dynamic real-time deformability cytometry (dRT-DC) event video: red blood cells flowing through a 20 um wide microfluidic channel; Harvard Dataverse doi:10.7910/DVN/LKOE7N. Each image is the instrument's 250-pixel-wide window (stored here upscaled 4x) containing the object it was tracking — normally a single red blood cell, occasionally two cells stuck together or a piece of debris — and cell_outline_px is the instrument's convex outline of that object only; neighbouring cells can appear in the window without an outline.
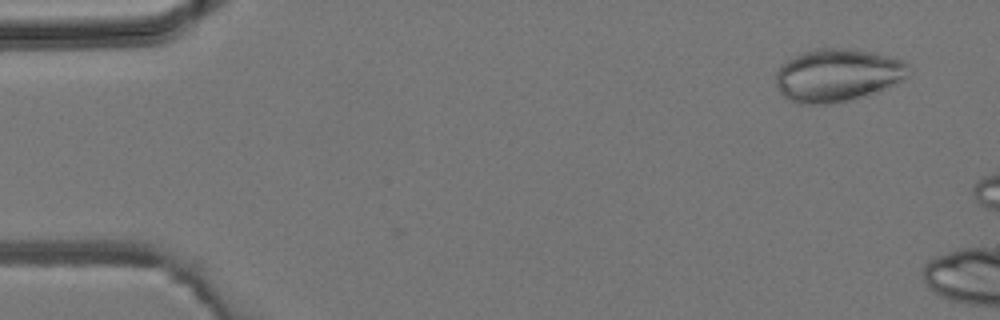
{"species": "common noctule bat (a hibernating species)", "species_latin": "Nyctalus noctula", "temperature_condition": "room temperature", "stored_images_in_passage": 3, "camera_frame_rate_fps": 3000, "um_per_image_px": 0.085, "animal": {"sex": "male", "body_mass_g": 19.2, "forearm_length_mm": 51.8}, "frame": {"image": 1, "passage_image": 3, "time_ms": 2.333, "image_size_px": [1000, 320], "cell_outline_px": [[908, 76], [868, 96], [832, 104], [800, 104], [788, 100], [780, 92], [776, 84], [776, 72], [780, 64], [804, 52], [816, 48], [844, 48], [872, 52], [892, 56], [904, 60], [908, 64]], "centroid_in_image_um": [71.17, 6.4], "position_along_channel_um": 13.8, "area_um2": 41.04}}